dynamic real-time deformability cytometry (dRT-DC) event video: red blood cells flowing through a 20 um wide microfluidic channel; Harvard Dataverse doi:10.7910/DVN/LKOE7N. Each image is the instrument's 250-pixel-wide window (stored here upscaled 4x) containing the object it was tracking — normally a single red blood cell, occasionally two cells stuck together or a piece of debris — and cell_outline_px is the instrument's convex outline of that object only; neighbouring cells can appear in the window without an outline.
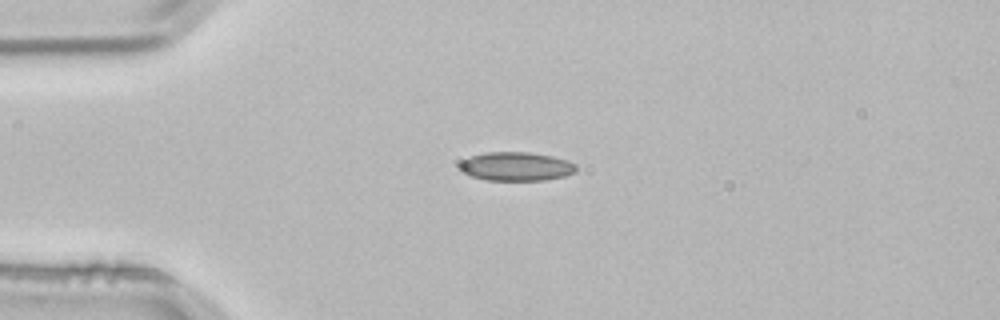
{"species": "common noctule bat (a hibernating species)", "species_latin": "Nyctalus noctula", "temperature_condition": "room temperature", "stored_images_in_passage": 2, "camera_frame_rate_fps": 3000, "um_per_image_px": 0.085, "animal": {"sex": "male", "body_mass_g": 21.5, "forearm_length_mm": 52.0}, "frame": {"image": 1, "passage_image": 2, "time_ms": 0.333, "image_size_px": [1000, 320], "cell_outline_px": [[576, 172], [564, 176], [544, 180], [484, 180], [460, 172], [460, 164], [468, 156], [484, 152], [528, 152], [552, 156], [568, 160], [576, 164]], "centroid_in_image_um": [43.86, 14.14], "position_along_channel_um": 41.1, "area_um2": 19.65}}